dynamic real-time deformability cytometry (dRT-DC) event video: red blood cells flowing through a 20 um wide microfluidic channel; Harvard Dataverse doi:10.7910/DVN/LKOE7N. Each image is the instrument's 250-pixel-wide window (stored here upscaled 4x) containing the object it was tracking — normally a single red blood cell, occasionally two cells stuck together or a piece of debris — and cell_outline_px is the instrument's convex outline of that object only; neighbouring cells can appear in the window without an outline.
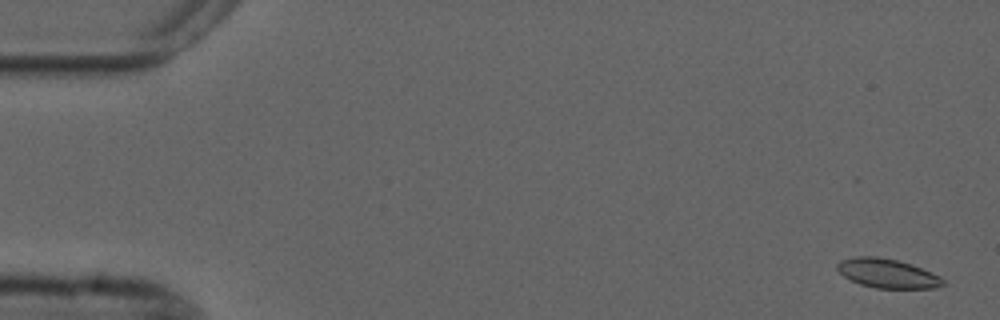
{"species": "common noctule bat (a hibernating species)", "species_latin": "Nyctalus noctula", "temperature_condition": "cold", "stored_images_in_passage": 5, "camera_frame_rate_fps": 3000, "um_per_image_px": 0.085, "animal": {"sex": "male", "forearm_length_mm": 52.5}, "frame": {"image": 1, "passage_image": 1, "time_ms": 0.0, "image_size_px": [1000, 320], "cell_outline_px": [[944, 284], [936, 288], [876, 288], [860, 284], [844, 276], [836, 268], [836, 264], [840, 260], [856, 256], [876, 256], [896, 260], [912, 264], [932, 272], [940, 276], [944, 280]], "centroid_in_image_um": [75.43, 23.23], "position_along_channel_um": 9.6, "area_um2": 17.98}}
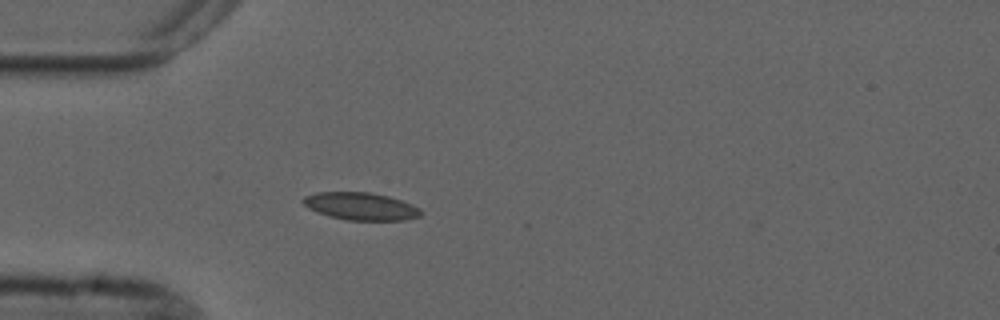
{"frame": {"image": 2, "passage_image": 5, "time_ms": 4.667, "image_size_px": [1000, 320], "cell_outline_px": [[424, 212], [420, 216], [404, 220], [348, 220], [328, 216], [316, 212], [308, 208], [300, 200], [304, 196], [316, 192], [372, 192], [388, 196], [412, 204], [420, 208]], "centroid_in_image_um": [30.65, 17.53], "position_along_channel_um": 54.3, "area_um2": 19.07}}